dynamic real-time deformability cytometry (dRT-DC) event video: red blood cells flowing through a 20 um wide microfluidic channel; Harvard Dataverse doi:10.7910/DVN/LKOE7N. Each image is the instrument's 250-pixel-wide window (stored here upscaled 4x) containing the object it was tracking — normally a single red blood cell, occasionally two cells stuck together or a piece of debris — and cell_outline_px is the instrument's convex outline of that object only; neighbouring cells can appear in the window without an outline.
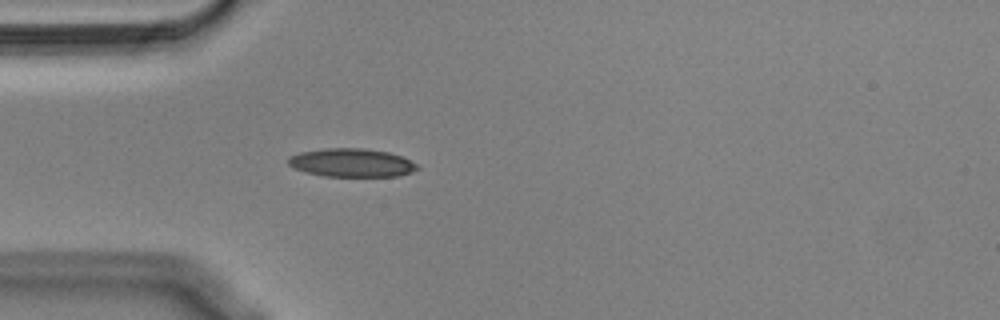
{"species": "Egyptian fruit bat (a non-hibernating species)", "species_latin": "Rousettus aegyptiacus", "temperature_condition": "cold", "stored_images_in_passage": 41, "camera_frame_rate_fps": 3000, "um_per_image_px": 0.085, "animal": {"sex": "male"}, "frame": {"image": 1, "passage_image": 1, "time_ms": 0.0, "image_size_px": [1000, 320], "cell_outline_px": [[420, 168], [412, 172], [400, 176], [324, 176], [304, 172], [292, 168], [288, 164], [288, 156], [300, 152], [324, 148], [360, 148], [388, 152], [400, 156], [416, 164]], "centroid_in_image_um": [29.84, 13.83], "position_along_channel_um": 55.2, "area_um2": 21.39}}
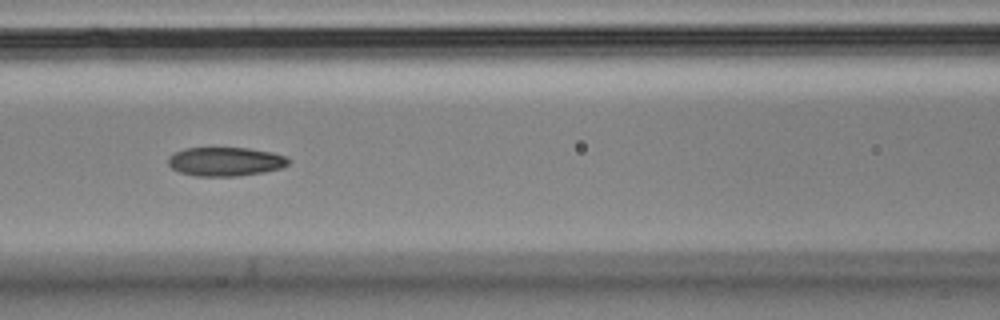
{"frame": {"image": 2, "passage_image": 9, "time_ms": 2.667, "image_size_px": [1000, 320], "cell_outline_px": [[288, 164], [280, 168], [264, 172], [236, 176], [196, 176], [180, 172], [172, 168], [168, 164], [168, 156], [184, 148], [248, 148], [272, 152], [288, 156]], "centroid_in_image_um": [19.16, 13.73], "position_along_channel_um": 147.4, "area_um2": 20.23}}
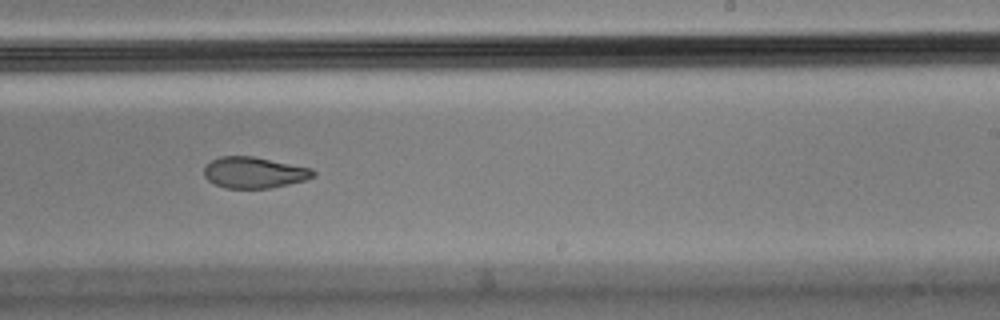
{"frame": {"image": 3, "passage_image": 19, "time_ms": 6.0, "image_size_px": [1000, 320], "cell_outline_px": [[316, 176], [304, 180], [288, 184], [268, 188], [224, 188], [208, 180], [204, 176], [204, 168], [212, 160], [220, 156], [252, 156], [312, 168], [316, 172]], "centroid_in_image_um": [21.61, 14.66], "position_along_channel_um": 267.4, "area_um2": 19.71}, "authors_computed_cell_mechanics": {"area_um2": 21.386, "velocity_mm_per_s": 3.6077, "shape_relaxation_time_tau1_ms": null, "shape_relaxation_time_tau2_ms": 5.9023, "deformation_change_tau1": null, "deformation_change_tau2": 0.1174}}